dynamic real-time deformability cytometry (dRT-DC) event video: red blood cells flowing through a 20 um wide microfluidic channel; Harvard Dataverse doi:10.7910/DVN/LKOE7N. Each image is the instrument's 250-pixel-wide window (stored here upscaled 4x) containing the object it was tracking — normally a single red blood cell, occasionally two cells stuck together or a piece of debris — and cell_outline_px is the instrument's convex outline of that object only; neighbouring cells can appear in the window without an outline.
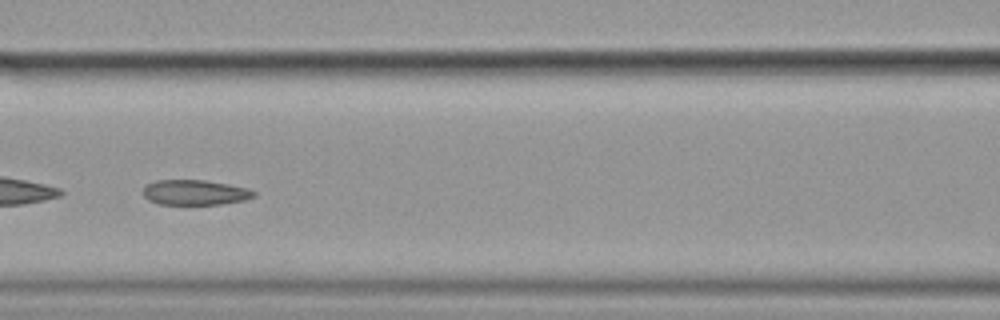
{"species": "common noctule bat (a hibernating species)", "species_latin": "Nyctalus noctula", "temperature_condition": "cold", "stored_images_in_passage": 55, "camera_frame_rate_fps": 3000, "um_per_image_px": 0.085, "animal": {"sex": "female", "body_mass_g": 19.9}, "frame": {"image": 1, "passage_image": 25, "time_ms": 8.0, "image_size_px": [1000, 320], "cell_outline_px": [[256, 196], [244, 200], [220, 204], [156, 204], [148, 200], [144, 196], [144, 188], [148, 184], [156, 180], [204, 180], [228, 184], [248, 188], [256, 192]], "centroid_in_image_um": [16.58, 16.36], "position_along_channel_um": 150.0, "area_um2": 16.18}}
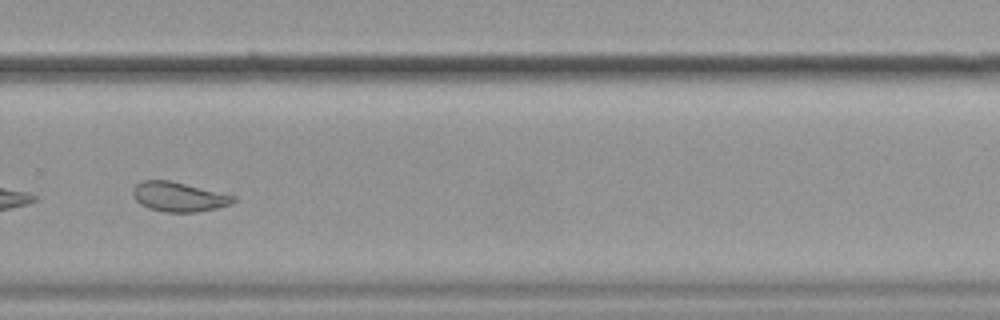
{"frame": {"image": 2, "passage_image": 39, "time_ms": 12.667, "image_size_px": [1000, 320], "cell_outline_px": [[236, 200], [232, 204], [216, 208], [196, 212], [164, 212], [148, 208], [140, 204], [136, 200], [132, 192], [136, 184], [144, 180], [168, 180], [236, 196]], "centroid_in_image_um": [15.19, 16.74], "position_along_channel_um": 314.6, "area_um2": 17.17}}
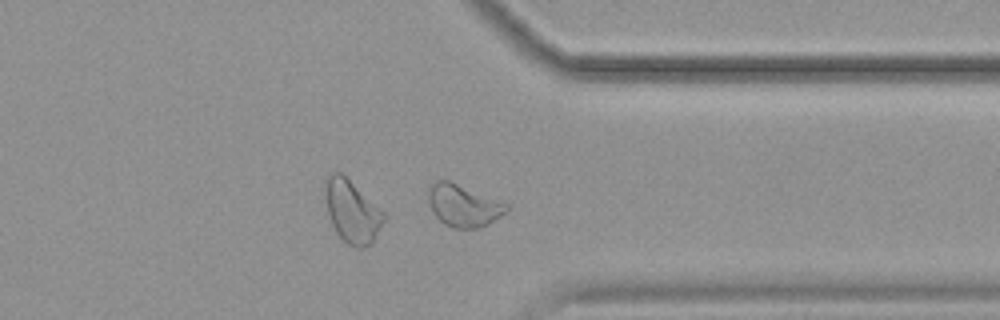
{"frame": {"image": 3, "passage_image": 44, "time_ms": 14.333, "image_size_px": [1000, 320], "cell_outline_px": [[508, 208], [500, 216], [488, 224], [480, 228], [452, 228], [444, 224], [432, 212], [428, 200], [428, 188], [436, 180], [448, 180], [508, 204]], "centroid_in_image_um": [39.35, 17.48], "position_along_channel_um": 372.1, "area_um2": 18.96}, "authors_computed_cell_mechanics": {"area_um2": 19.8254, "velocity_mm_per_s": 3.5424, "shape_relaxation_time_tau1_ms": null, "shape_relaxation_time_tau2_ms": 1.9688, "deformation_change_tau1": null, "deformation_change_tau2": 0.0793}}